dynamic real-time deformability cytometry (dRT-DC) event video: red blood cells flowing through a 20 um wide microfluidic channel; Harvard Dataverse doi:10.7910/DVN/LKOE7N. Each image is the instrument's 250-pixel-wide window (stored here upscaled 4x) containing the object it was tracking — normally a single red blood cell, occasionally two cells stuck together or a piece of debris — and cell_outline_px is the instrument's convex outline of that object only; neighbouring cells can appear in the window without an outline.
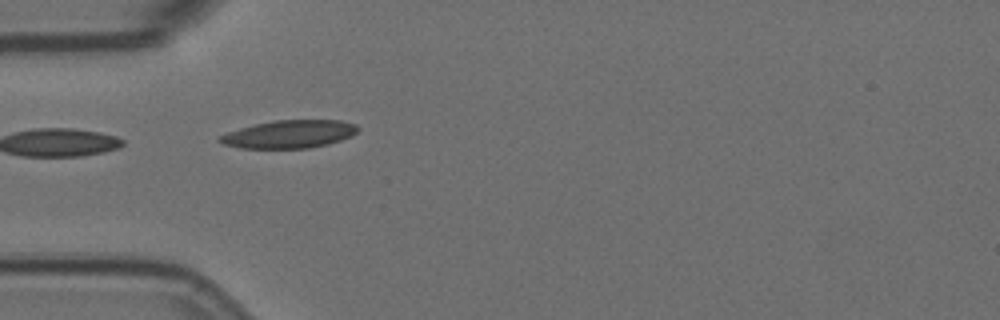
{"species": "Egyptian fruit bat (a non-hibernating species)", "species_latin": "Rousettus aegyptiacus", "temperature_condition": "room temperature", "stored_images_in_passage": 4, "camera_frame_rate_fps": 3000, "um_per_image_px": 0.085, "animal": {"sex": "female"}, "frame": {"image": 1, "passage_image": 2, "time_ms": 0.333, "image_size_px": [1000, 320], "cell_outline_px": [[360, 128], [352, 136], [328, 144], [308, 148], [240, 148], [224, 144], [216, 140], [220, 136], [228, 132], [240, 128], [256, 124], [276, 120], [340, 120], [356, 124]], "centroid_in_image_um": [24.61, 11.4], "position_along_channel_um": 60.4, "area_um2": 22.37}}
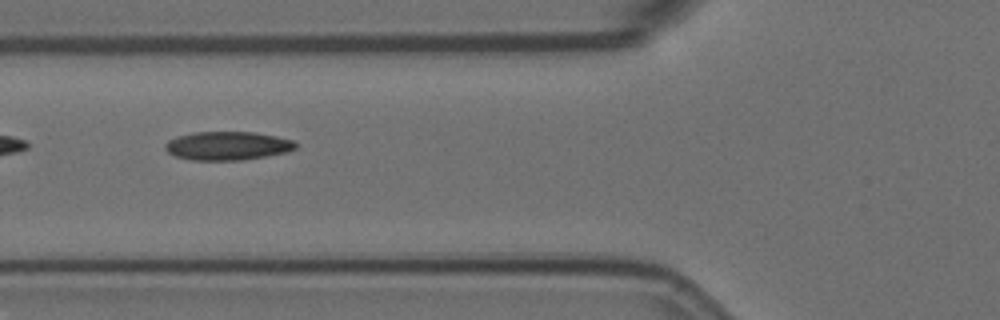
{"frame": {"image": 2, "passage_image": 3, "time_ms": 0.667, "image_size_px": [1000, 320], "cell_outline_px": [[296, 148], [288, 152], [240, 160], [192, 160], [176, 156], [168, 152], [164, 148], [164, 144], [168, 140], [176, 136], [192, 132], [256, 132], [276, 136], [292, 140], [296, 144]], "centroid_in_image_um": [19.31, 12.38], "position_along_channel_um": 106.5, "area_um2": 21.73}}
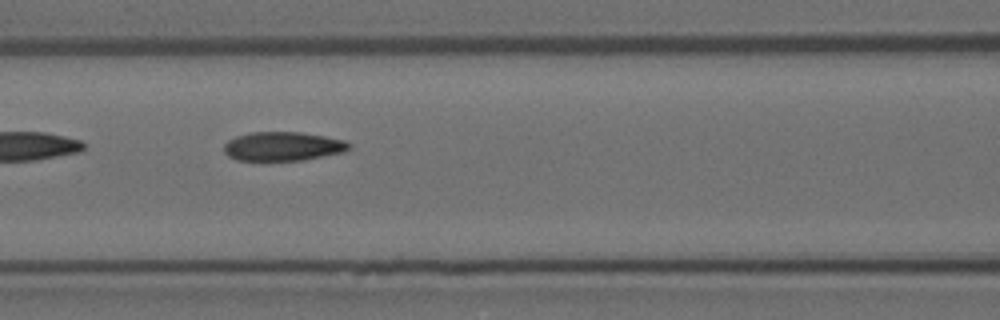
{"frame": {"image": 3, "passage_image": 4, "time_ms": 1.0, "image_size_px": [1000, 320], "cell_outline_px": [[352, 144], [344, 152], [304, 160], [236, 160], [228, 156], [224, 152], [224, 144], [228, 140], [236, 136], [252, 132], [300, 132], [324, 136], [344, 140]], "centroid_in_image_um": [24.03, 12.44], "position_along_channel_um": 142.6, "area_um2": 21.1}}